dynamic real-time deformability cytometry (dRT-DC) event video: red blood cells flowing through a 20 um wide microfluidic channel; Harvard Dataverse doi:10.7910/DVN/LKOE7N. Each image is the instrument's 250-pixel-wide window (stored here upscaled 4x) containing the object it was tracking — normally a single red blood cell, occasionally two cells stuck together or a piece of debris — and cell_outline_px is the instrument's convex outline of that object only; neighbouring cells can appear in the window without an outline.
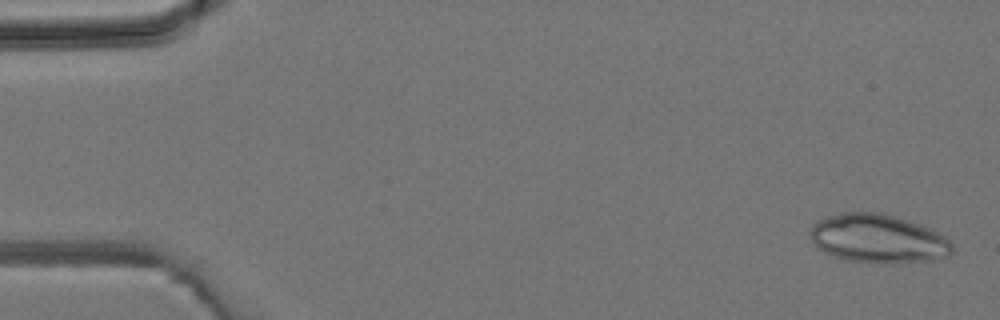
{"species": "common noctule bat (a hibernating species)", "species_latin": "Nyctalus noctula", "temperature_condition": "room temperature", "stored_images_in_passage": 5, "camera_frame_rate_fps": 3000, "um_per_image_px": 0.085, "animal": {"sex": "male", "body_mass_g": 19.2, "forearm_length_mm": 51.8}, "frame": {"image": 1, "passage_image": 1, "time_ms": 0.0, "image_size_px": [1000, 320], "cell_outline_px": [[952, 252], [948, 256], [936, 260], [896, 264], [888, 264], [844, 260], [832, 256], [816, 248], [812, 244], [808, 232], [812, 224], [816, 220], [840, 212], [880, 212], [896, 216], [920, 224], [944, 236], [952, 244]], "centroid_in_image_um": [74.58, 20.3], "position_along_channel_um": 10.4, "area_um2": 41.1}}